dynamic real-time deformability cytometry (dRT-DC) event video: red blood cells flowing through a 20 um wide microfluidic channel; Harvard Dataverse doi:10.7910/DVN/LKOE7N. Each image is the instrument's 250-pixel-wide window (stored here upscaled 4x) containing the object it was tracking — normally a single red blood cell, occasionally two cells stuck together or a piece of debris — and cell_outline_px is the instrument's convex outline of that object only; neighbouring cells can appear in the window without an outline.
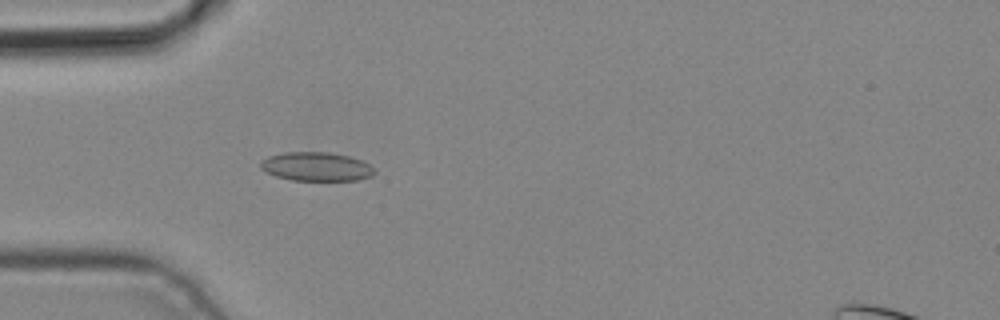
{"species": "common noctule bat (a hibernating species)", "species_latin": "Nyctalus noctula", "temperature_condition": "cold", "stored_images_in_passage": 5, "camera_frame_rate_fps": 3000, "um_per_image_px": 0.085, "animal": {"sex": "male", "body_mass_g": 19.2, "forearm_length_mm": 51.8}, "frame": {"image": 1, "passage_image": 4, "time_ms": 1.0, "image_size_px": [1000, 320], "cell_outline_px": [[376, 172], [372, 176], [356, 180], [292, 180], [276, 176], [264, 172], [260, 168], [260, 160], [268, 156], [284, 152], [328, 152], [348, 156], [360, 160], [368, 164]], "centroid_in_image_um": [26.83, 14.16], "position_along_channel_um": 58.2, "area_um2": 19.13}}